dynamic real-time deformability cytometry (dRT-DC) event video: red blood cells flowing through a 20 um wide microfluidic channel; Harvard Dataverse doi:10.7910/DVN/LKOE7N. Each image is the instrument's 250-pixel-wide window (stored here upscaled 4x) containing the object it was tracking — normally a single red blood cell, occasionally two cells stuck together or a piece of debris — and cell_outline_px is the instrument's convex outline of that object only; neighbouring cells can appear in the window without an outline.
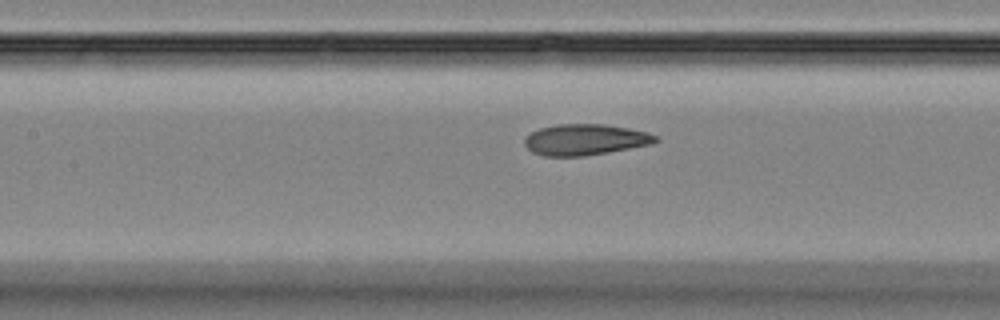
{"species": "Egyptian fruit bat (a non-hibernating species)", "species_latin": "Rousettus aegyptiacus", "temperature_condition": "room temperature", "stored_images_in_passage": 8, "camera_frame_rate_fps": 3000, "um_per_image_px": 0.085, "animal": {"sex": "female"}, "frame": {"image": 1, "passage_image": 8, "time_ms": 2.333, "image_size_px": [1000, 320], "cell_outline_px": [[660, 140], [652, 144], [608, 152], [584, 156], [544, 156], [532, 152], [524, 144], [524, 136], [540, 128], [556, 124], [604, 124], [628, 128], [648, 132], [656, 136]], "centroid_in_image_um": [49.73, 11.87], "position_along_channel_um": 157.7, "area_um2": 23.76}}